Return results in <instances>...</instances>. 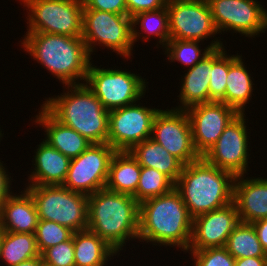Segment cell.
I'll use <instances>...</instances> for the list:
<instances>
[{
    "mask_svg": "<svg viewBox=\"0 0 267 266\" xmlns=\"http://www.w3.org/2000/svg\"><path fill=\"white\" fill-rule=\"evenodd\" d=\"M192 224L193 218L175 188L167 194L139 203L140 242L177 246L186 252L191 241Z\"/></svg>",
    "mask_w": 267,
    "mask_h": 266,
    "instance_id": "6da1fadb",
    "label": "cell"
},
{
    "mask_svg": "<svg viewBox=\"0 0 267 266\" xmlns=\"http://www.w3.org/2000/svg\"><path fill=\"white\" fill-rule=\"evenodd\" d=\"M24 36L21 42L24 51L46 67L65 87L85 83L92 61L81 36L40 32H26Z\"/></svg>",
    "mask_w": 267,
    "mask_h": 266,
    "instance_id": "7a4b0ae2",
    "label": "cell"
},
{
    "mask_svg": "<svg viewBox=\"0 0 267 266\" xmlns=\"http://www.w3.org/2000/svg\"><path fill=\"white\" fill-rule=\"evenodd\" d=\"M118 253L138 239L139 203L133 196L100 189L88 196V227Z\"/></svg>",
    "mask_w": 267,
    "mask_h": 266,
    "instance_id": "3957f363",
    "label": "cell"
},
{
    "mask_svg": "<svg viewBox=\"0 0 267 266\" xmlns=\"http://www.w3.org/2000/svg\"><path fill=\"white\" fill-rule=\"evenodd\" d=\"M234 180L232 173L209 164L201 157L183 166L175 189L194 219L231 203Z\"/></svg>",
    "mask_w": 267,
    "mask_h": 266,
    "instance_id": "277c9868",
    "label": "cell"
},
{
    "mask_svg": "<svg viewBox=\"0 0 267 266\" xmlns=\"http://www.w3.org/2000/svg\"><path fill=\"white\" fill-rule=\"evenodd\" d=\"M66 89L63 95L46 99L42 106L92 144L107 143L109 111L85 83L67 85Z\"/></svg>",
    "mask_w": 267,
    "mask_h": 266,
    "instance_id": "5b68a950",
    "label": "cell"
},
{
    "mask_svg": "<svg viewBox=\"0 0 267 266\" xmlns=\"http://www.w3.org/2000/svg\"><path fill=\"white\" fill-rule=\"evenodd\" d=\"M25 189L34 200L39 220L56 222L74 232L87 229V195L62 185H28Z\"/></svg>",
    "mask_w": 267,
    "mask_h": 266,
    "instance_id": "8992f818",
    "label": "cell"
},
{
    "mask_svg": "<svg viewBox=\"0 0 267 266\" xmlns=\"http://www.w3.org/2000/svg\"><path fill=\"white\" fill-rule=\"evenodd\" d=\"M27 8V32L82 36L83 0H21Z\"/></svg>",
    "mask_w": 267,
    "mask_h": 266,
    "instance_id": "52a82bcc",
    "label": "cell"
},
{
    "mask_svg": "<svg viewBox=\"0 0 267 266\" xmlns=\"http://www.w3.org/2000/svg\"><path fill=\"white\" fill-rule=\"evenodd\" d=\"M81 37L90 55L98 44L127 59L133 55L132 18L128 15L83 9Z\"/></svg>",
    "mask_w": 267,
    "mask_h": 266,
    "instance_id": "ba28073f",
    "label": "cell"
},
{
    "mask_svg": "<svg viewBox=\"0 0 267 266\" xmlns=\"http://www.w3.org/2000/svg\"><path fill=\"white\" fill-rule=\"evenodd\" d=\"M92 64L89 65L85 84L106 110L134 104L144 96L148 82L141 76L127 70L104 69Z\"/></svg>",
    "mask_w": 267,
    "mask_h": 266,
    "instance_id": "9c48e42d",
    "label": "cell"
},
{
    "mask_svg": "<svg viewBox=\"0 0 267 266\" xmlns=\"http://www.w3.org/2000/svg\"><path fill=\"white\" fill-rule=\"evenodd\" d=\"M116 150L108 143L91 144L70 160L63 187L87 196L105 188L109 166Z\"/></svg>",
    "mask_w": 267,
    "mask_h": 266,
    "instance_id": "30bf717a",
    "label": "cell"
},
{
    "mask_svg": "<svg viewBox=\"0 0 267 266\" xmlns=\"http://www.w3.org/2000/svg\"><path fill=\"white\" fill-rule=\"evenodd\" d=\"M219 33L234 31L257 37L267 30V10L257 0H207Z\"/></svg>",
    "mask_w": 267,
    "mask_h": 266,
    "instance_id": "8fae6325",
    "label": "cell"
},
{
    "mask_svg": "<svg viewBox=\"0 0 267 266\" xmlns=\"http://www.w3.org/2000/svg\"><path fill=\"white\" fill-rule=\"evenodd\" d=\"M158 111L137 102L110 110L107 143L116 151H130L151 138L153 120Z\"/></svg>",
    "mask_w": 267,
    "mask_h": 266,
    "instance_id": "7c38bea8",
    "label": "cell"
},
{
    "mask_svg": "<svg viewBox=\"0 0 267 266\" xmlns=\"http://www.w3.org/2000/svg\"><path fill=\"white\" fill-rule=\"evenodd\" d=\"M151 139L184 165L201 158L195 149L191 123L185 110L159 109L153 120Z\"/></svg>",
    "mask_w": 267,
    "mask_h": 266,
    "instance_id": "4fadbf2b",
    "label": "cell"
},
{
    "mask_svg": "<svg viewBox=\"0 0 267 266\" xmlns=\"http://www.w3.org/2000/svg\"><path fill=\"white\" fill-rule=\"evenodd\" d=\"M170 39L204 41L219 32L207 0H168Z\"/></svg>",
    "mask_w": 267,
    "mask_h": 266,
    "instance_id": "5bb4252c",
    "label": "cell"
},
{
    "mask_svg": "<svg viewBox=\"0 0 267 266\" xmlns=\"http://www.w3.org/2000/svg\"><path fill=\"white\" fill-rule=\"evenodd\" d=\"M245 117V114L235 117L216 143L202 156L209 164L229 171L235 177L247 174L248 171L249 132Z\"/></svg>",
    "mask_w": 267,
    "mask_h": 266,
    "instance_id": "9a60e30c",
    "label": "cell"
},
{
    "mask_svg": "<svg viewBox=\"0 0 267 266\" xmlns=\"http://www.w3.org/2000/svg\"><path fill=\"white\" fill-rule=\"evenodd\" d=\"M188 114L195 149L202 157L218 140L228 124L239 115L223 102L211 101L185 110Z\"/></svg>",
    "mask_w": 267,
    "mask_h": 266,
    "instance_id": "2e32d148",
    "label": "cell"
},
{
    "mask_svg": "<svg viewBox=\"0 0 267 266\" xmlns=\"http://www.w3.org/2000/svg\"><path fill=\"white\" fill-rule=\"evenodd\" d=\"M239 223L240 219L234 201L195 217L187 250L225 247L229 235Z\"/></svg>",
    "mask_w": 267,
    "mask_h": 266,
    "instance_id": "e0dca14e",
    "label": "cell"
},
{
    "mask_svg": "<svg viewBox=\"0 0 267 266\" xmlns=\"http://www.w3.org/2000/svg\"><path fill=\"white\" fill-rule=\"evenodd\" d=\"M244 177L236 176L234 180L233 201L240 222L253 223L267 218V179Z\"/></svg>",
    "mask_w": 267,
    "mask_h": 266,
    "instance_id": "ac0fdd59",
    "label": "cell"
},
{
    "mask_svg": "<svg viewBox=\"0 0 267 266\" xmlns=\"http://www.w3.org/2000/svg\"><path fill=\"white\" fill-rule=\"evenodd\" d=\"M21 194L11 193L0 209V228L15 233H35L38 213L31 194L24 189Z\"/></svg>",
    "mask_w": 267,
    "mask_h": 266,
    "instance_id": "d6986e66",
    "label": "cell"
},
{
    "mask_svg": "<svg viewBox=\"0 0 267 266\" xmlns=\"http://www.w3.org/2000/svg\"><path fill=\"white\" fill-rule=\"evenodd\" d=\"M35 122L44 127V141L70 160L83 153L92 143L77 131L57 121L42 105Z\"/></svg>",
    "mask_w": 267,
    "mask_h": 266,
    "instance_id": "ffe728a7",
    "label": "cell"
},
{
    "mask_svg": "<svg viewBox=\"0 0 267 266\" xmlns=\"http://www.w3.org/2000/svg\"><path fill=\"white\" fill-rule=\"evenodd\" d=\"M37 146L28 185H63L70 159L44 140Z\"/></svg>",
    "mask_w": 267,
    "mask_h": 266,
    "instance_id": "44dd1931",
    "label": "cell"
},
{
    "mask_svg": "<svg viewBox=\"0 0 267 266\" xmlns=\"http://www.w3.org/2000/svg\"><path fill=\"white\" fill-rule=\"evenodd\" d=\"M213 65V49L202 60L192 68L181 80V91L179 94L180 104L176 109L186 110L187 108L209 102V83L211 68Z\"/></svg>",
    "mask_w": 267,
    "mask_h": 266,
    "instance_id": "7402d4cb",
    "label": "cell"
},
{
    "mask_svg": "<svg viewBox=\"0 0 267 266\" xmlns=\"http://www.w3.org/2000/svg\"><path fill=\"white\" fill-rule=\"evenodd\" d=\"M141 167H149L177 182L184 164L162 145L149 138L135 145L130 151Z\"/></svg>",
    "mask_w": 267,
    "mask_h": 266,
    "instance_id": "603a6c76",
    "label": "cell"
},
{
    "mask_svg": "<svg viewBox=\"0 0 267 266\" xmlns=\"http://www.w3.org/2000/svg\"><path fill=\"white\" fill-rule=\"evenodd\" d=\"M242 55H229L225 104L234 108L239 114L245 113V105L252 99L253 81L251 74L242 61Z\"/></svg>",
    "mask_w": 267,
    "mask_h": 266,
    "instance_id": "cb8c5ba5",
    "label": "cell"
},
{
    "mask_svg": "<svg viewBox=\"0 0 267 266\" xmlns=\"http://www.w3.org/2000/svg\"><path fill=\"white\" fill-rule=\"evenodd\" d=\"M141 174V166L129 151H116L109 166L105 188L134 196Z\"/></svg>",
    "mask_w": 267,
    "mask_h": 266,
    "instance_id": "d4e9b609",
    "label": "cell"
},
{
    "mask_svg": "<svg viewBox=\"0 0 267 266\" xmlns=\"http://www.w3.org/2000/svg\"><path fill=\"white\" fill-rule=\"evenodd\" d=\"M72 237L75 266H105L111 257L119 255L105 240L89 229L74 232Z\"/></svg>",
    "mask_w": 267,
    "mask_h": 266,
    "instance_id": "484cf974",
    "label": "cell"
},
{
    "mask_svg": "<svg viewBox=\"0 0 267 266\" xmlns=\"http://www.w3.org/2000/svg\"><path fill=\"white\" fill-rule=\"evenodd\" d=\"M40 255L35 233L2 232L0 261L5 265H17Z\"/></svg>",
    "mask_w": 267,
    "mask_h": 266,
    "instance_id": "4316f807",
    "label": "cell"
},
{
    "mask_svg": "<svg viewBox=\"0 0 267 266\" xmlns=\"http://www.w3.org/2000/svg\"><path fill=\"white\" fill-rule=\"evenodd\" d=\"M140 24V25H139ZM136 25H139L141 31L136 29ZM149 36H156L159 38V44L165 47L167 42L170 40L169 32V14L167 7L162 9L146 11L136 14L132 17V38L135 43L141 37L145 41L149 40V36H145L144 33ZM145 37V38H144Z\"/></svg>",
    "mask_w": 267,
    "mask_h": 266,
    "instance_id": "83f0119b",
    "label": "cell"
},
{
    "mask_svg": "<svg viewBox=\"0 0 267 266\" xmlns=\"http://www.w3.org/2000/svg\"><path fill=\"white\" fill-rule=\"evenodd\" d=\"M225 248L235 259L266 257V252L251 223L240 222L229 235Z\"/></svg>",
    "mask_w": 267,
    "mask_h": 266,
    "instance_id": "f1b7e54d",
    "label": "cell"
},
{
    "mask_svg": "<svg viewBox=\"0 0 267 266\" xmlns=\"http://www.w3.org/2000/svg\"><path fill=\"white\" fill-rule=\"evenodd\" d=\"M199 43L200 41L170 39L164 47V54H167L166 57H168L169 62L178 61L186 65V67L190 66L189 68H192L210 53L212 49L224 46L220 39L216 41L212 40L211 44L207 45L204 51H202V49L199 48L201 47Z\"/></svg>",
    "mask_w": 267,
    "mask_h": 266,
    "instance_id": "f546056e",
    "label": "cell"
},
{
    "mask_svg": "<svg viewBox=\"0 0 267 266\" xmlns=\"http://www.w3.org/2000/svg\"><path fill=\"white\" fill-rule=\"evenodd\" d=\"M175 188V183L165 174L154 168L141 167V174L134 199L142 201L164 195Z\"/></svg>",
    "mask_w": 267,
    "mask_h": 266,
    "instance_id": "4dcf8cb0",
    "label": "cell"
},
{
    "mask_svg": "<svg viewBox=\"0 0 267 266\" xmlns=\"http://www.w3.org/2000/svg\"><path fill=\"white\" fill-rule=\"evenodd\" d=\"M224 46L213 49V65L209 83V102L225 103L226 79L229 70V55Z\"/></svg>",
    "mask_w": 267,
    "mask_h": 266,
    "instance_id": "1f68e13d",
    "label": "cell"
},
{
    "mask_svg": "<svg viewBox=\"0 0 267 266\" xmlns=\"http://www.w3.org/2000/svg\"><path fill=\"white\" fill-rule=\"evenodd\" d=\"M73 233L70 228L56 222L38 220L35 236L40 254L52 246L70 240Z\"/></svg>",
    "mask_w": 267,
    "mask_h": 266,
    "instance_id": "d6a6232c",
    "label": "cell"
},
{
    "mask_svg": "<svg viewBox=\"0 0 267 266\" xmlns=\"http://www.w3.org/2000/svg\"><path fill=\"white\" fill-rule=\"evenodd\" d=\"M188 251L194 258V266H235V258L225 247Z\"/></svg>",
    "mask_w": 267,
    "mask_h": 266,
    "instance_id": "836d02e7",
    "label": "cell"
},
{
    "mask_svg": "<svg viewBox=\"0 0 267 266\" xmlns=\"http://www.w3.org/2000/svg\"><path fill=\"white\" fill-rule=\"evenodd\" d=\"M41 256L45 266H75L73 237L46 249Z\"/></svg>",
    "mask_w": 267,
    "mask_h": 266,
    "instance_id": "e575fe53",
    "label": "cell"
},
{
    "mask_svg": "<svg viewBox=\"0 0 267 266\" xmlns=\"http://www.w3.org/2000/svg\"><path fill=\"white\" fill-rule=\"evenodd\" d=\"M83 9H94L119 15H127L125 0H83Z\"/></svg>",
    "mask_w": 267,
    "mask_h": 266,
    "instance_id": "d590c367",
    "label": "cell"
},
{
    "mask_svg": "<svg viewBox=\"0 0 267 266\" xmlns=\"http://www.w3.org/2000/svg\"><path fill=\"white\" fill-rule=\"evenodd\" d=\"M127 15L131 18L138 13L162 9L168 0H125Z\"/></svg>",
    "mask_w": 267,
    "mask_h": 266,
    "instance_id": "8d00e7d4",
    "label": "cell"
},
{
    "mask_svg": "<svg viewBox=\"0 0 267 266\" xmlns=\"http://www.w3.org/2000/svg\"><path fill=\"white\" fill-rule=\"evenodd\" d=\"M9 172H6L5 166L0 161V209L2 204L7 200L8 196L12 193L11 191V177ZM11 191V192H10Z\"/></svg>",
    "mask_w": 267,
    "mask_h": 266,
    "instance_id": "74e56055",
    "label": "cell"
},
{
    "mask_svg": "<svg viewBox=\"0 0 267 266\" xmlns=\"http://www.w3.org/2000/svg\"><path fill=\"white\" fill-rule=\"evenodd\" d=\"M251 224L254 226L262 248L267 254V218L257 220Z\"/></svg>",
    "mask_w": 267,
    "mask_h": 266,
    "instance_id": "f35d334b",
    "label": "cell"
},
{
    "mask_svg": "<svg viewBox=\"0 0 267 266\" xmlns=\"http://www.w3.org/2000/svg\"><path fill=\"white\" fill-rule=\"evenodd\" d=\"M235 266H266V257H247L235 259Z\"/></svg>",
    "mask_w": 267,
    "mask_h": 266,
    "instance_id": "ab89813d",
    "label": "cell"
},
{
    "mask_svg": "<svg viewBox=\"0 0 267 266\" xmlns=\"http://www.w3.org/2000/svg\"><path fill=\"white\" fill-rule=\"evenodd\" d=\"M13 266H45V265L43 263L42 256L40 255L38 257L32 258L30 260L21 262L17 265H13Z\"/></svg>",
    "mask_w": 267,
    "mask_h": 266,
    "instance_id": "60d3db41",
    "label": "cell"
},
{
    "mask_svg": "<svg viewBox=\"0 0 267 266\" xmlns=\"http://www.w3.org/2000/svg\"><path fill=\"white\" fill-rule=\"evenodd\" d=\"M2 230H1V228H0V245H1V240H2Z\"/></svg>",
    "mask_w": 267,
    "mask_h": 266,
    "instance_id": "b9f144b4",
    "label": "cell"
},
{
    "mask_svg": "<svg viewBox=\"0 0 267 266\" xmlns=\"http://www.w3.org/2000/svg\"><path fill=\"white\" fill-rule=\"evenodd\" d=\"M1 132H2V131L0 130V140H1V138L3 137V136H2L3 134H2Z\"/></svg>",
    "mask_w": 267,
    "mask_h": 266,
    "instance_id": "7bdbcfd3",
    "label": "cell"
}]
</instances>
